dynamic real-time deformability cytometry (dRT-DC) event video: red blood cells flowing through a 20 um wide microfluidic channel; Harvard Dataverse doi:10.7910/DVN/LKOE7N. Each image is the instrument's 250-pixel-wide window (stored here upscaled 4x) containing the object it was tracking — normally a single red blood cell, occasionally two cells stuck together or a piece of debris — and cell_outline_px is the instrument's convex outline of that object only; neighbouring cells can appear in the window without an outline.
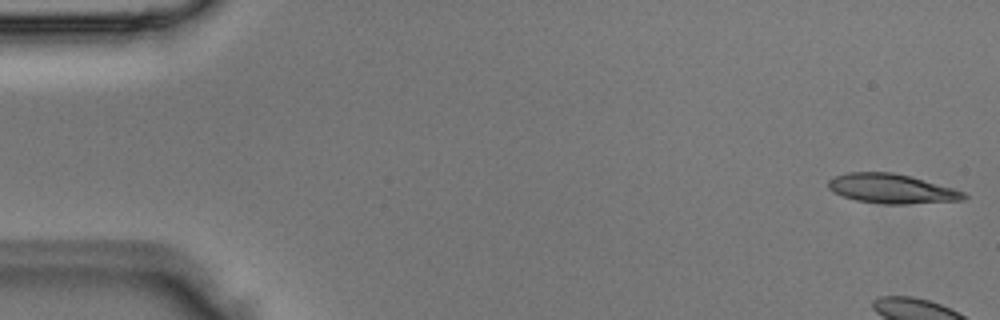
{"species": "Egyptian fruit bat (a non-hibernating species)", "species_latin": "Rousettus aegyptiacus", "temperature_condition": "room temperature", "stored_images_in_passage": 5, "camera_frame_rate_fps": 3000, "um_per_image_px": 0.085, "animal": {"sex": "male"}, "frame": {"image": 1, "passage_image": 5, "time_ms": 1.333, "image_size_px": [1000, 320], "cell_outline_px": [[968, 196], [964, 200], [904, 204], [884, 204], [856, 200], [832, 192], [828, 188], [828, 180], [836, 176], [848, 172], [892, 172], [912, 176], [952, 188], [964, 192]], "centroid_in_image_um": [75.78, 16.03], "position_along_channel_um": 9.2, "area_um2": 23.24}}